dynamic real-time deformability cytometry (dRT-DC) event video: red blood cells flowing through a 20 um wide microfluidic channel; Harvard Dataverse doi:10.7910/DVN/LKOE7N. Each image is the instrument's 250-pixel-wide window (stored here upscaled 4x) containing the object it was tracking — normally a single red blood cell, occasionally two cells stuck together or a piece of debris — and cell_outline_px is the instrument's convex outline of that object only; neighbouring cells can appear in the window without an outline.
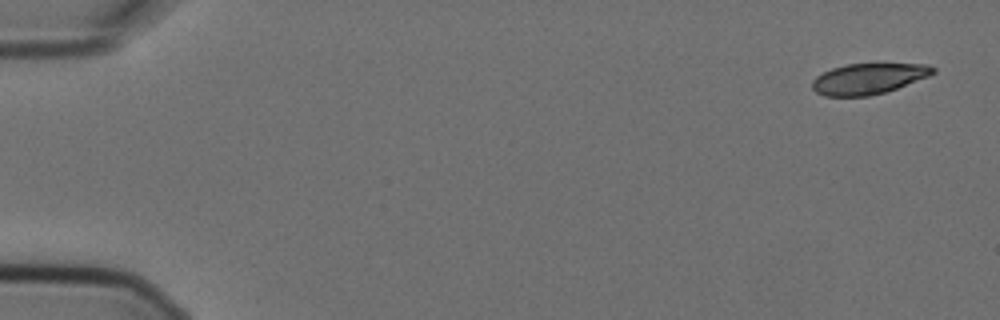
{"species": "Egyptian fruit bat (a non-hibernating species)", "species_latin": "Rousettus aegyptiacus", "temperature_condition": "cold", "stored_images_in_passage": 4, "camera_frame_rate_fps": 3000, "um_per_image_px": 0.085, "animal": {"sex": "female"}, "frame": {"image": 1, "passage_image": 1, "time_ms": 0.0, "image_size_px": [1000, 320], "cell_outline_px": [[936, 72], [928, 76], [896, 88], [884, 92], [868, 96], [824, 96], [816, 92], [812, 88], [812, 80], [816, 76], [832, 68], [848, 64], [876, 60], [928, 64], [936, 68]], "centroid_in_image_um": [73.87, 6.62], "position_along_channel_um": 11.1, "area_um2": 22.6}}